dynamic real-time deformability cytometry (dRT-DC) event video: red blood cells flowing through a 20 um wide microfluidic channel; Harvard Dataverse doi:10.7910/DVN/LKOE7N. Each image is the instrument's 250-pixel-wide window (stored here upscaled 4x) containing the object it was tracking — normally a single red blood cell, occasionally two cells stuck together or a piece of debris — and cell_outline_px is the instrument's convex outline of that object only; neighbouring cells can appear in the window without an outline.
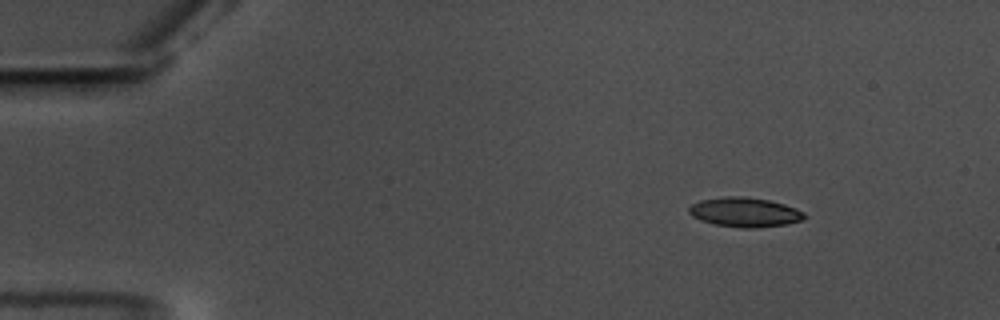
{"species": "common noctule bat (a hibernating species)", "species_latin": "Nyctalus noctula", "temperature_condition": "warm", "stored_images_in_passage": 51, "camera_frame_rate_fps": 3000, "um_per_image_px": 0.085, "animal": {"sex": "male", "body_mass_g": 17.5, "forearm_length_mm": 52.3}, "frame": {"image": 1, "passage_image": 1, "time_ms": 0.0, "image_size_px": [1000, 320], "cell_outline_px": [[808, 216], [800, 220], [784, 224], [756, 228], [740, 228], [716, 224], [700, 220], [692, 216], [688, 212], [688, 208], [692, 204], [700, 200], [728, 196], [740, 196], [768, 200], [784, 204], [804, 212]], "centroid_in_image_um": [63.28, 18.04], "position_along_channel_um": 21.7, "area_um2": 19.65}}
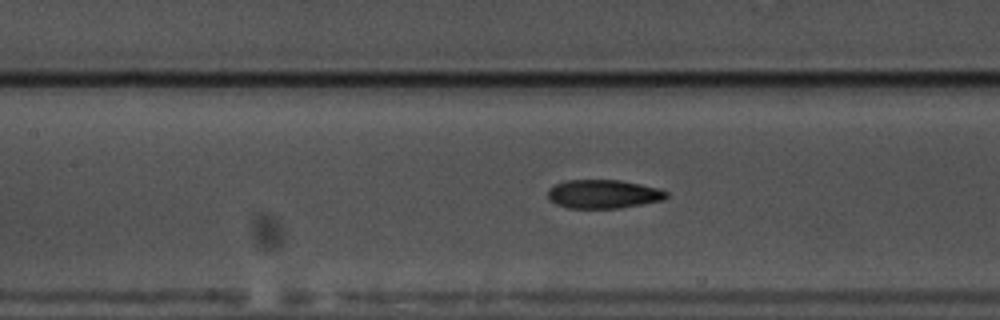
{"frame": {"image": 2, "passage_image": 20, "time_ms": 6.333, "image_size_px": [1000, 320], "cell_outline_px": [[668, 196], [664, 200], [620, 208], [568, 208], [556, 204], [548, 200], [548, 188], [564, 180], [620, 180], [640, 184], [656, 188], [668, 192]], "centroid_in_image_um": [51.26, 16.5], "position_along_channel_um": 156.1, "area_um2": 19.88}}
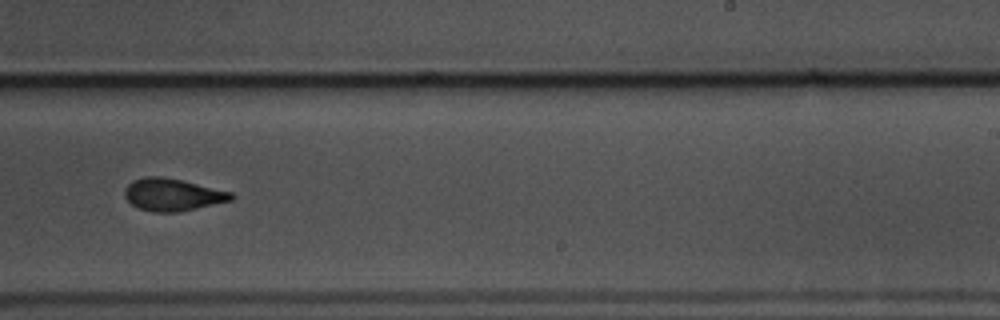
{"frame": {"image": 3, "passage_image": 30, "time_ms": 9.667, "image_size_px": [1000, 320], "cell_outline_px": [[236, 196], [232, 200], [196, 208], [176, 212], [152, 212], [140, 208], [132, 204], [124, 196], [124, 188], [132, 180], [144, 176], [164, 176], [232, 192]], "centroid_in_image_um": [14.64, 16.53], "position_along_channel_um": 274.4, "area_um2": 20.06}, "authors_computed_cell_mechanics": {"area_um2": 20.0566, "velocity_mm_per_s": 3.5576, "shape_relaxation_time_tau1_ms": 5.0564, "shape_relaxation_time_tau2_ms": 3.0206, "deformation_change_tau1": 0.1557, "deformation_change_tau2": 0.1018}}